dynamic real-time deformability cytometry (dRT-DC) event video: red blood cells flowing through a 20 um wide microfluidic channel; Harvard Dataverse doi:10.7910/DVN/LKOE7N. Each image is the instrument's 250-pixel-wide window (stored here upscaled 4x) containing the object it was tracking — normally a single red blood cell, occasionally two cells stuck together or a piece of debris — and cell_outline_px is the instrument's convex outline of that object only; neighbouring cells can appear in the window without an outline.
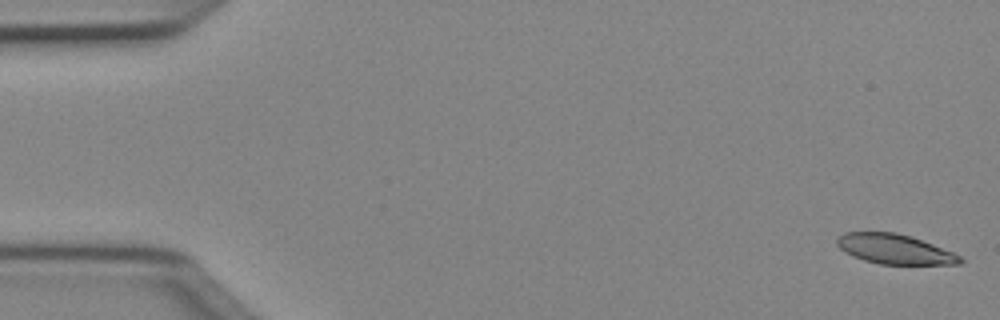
{"species": "Egyptian fruit bat (a non-hibernating species)", "species_latin": "Rousettus aegyptiacus", "temperature_condition": "cold", "stored_images_in_passage": 10, "camera_frame_rate_fps": 3000, "um_per_image_px": 0.085, "animal": {"sex": "female"}, "frame": {"image": 1, "passage_image": 1, "time_ms": 0.0, "image_size_px": [1000, 320], "cell_outline_px": [[964, 260], [960, 264], [880, 264], [864, 260], [852, 256], [840, 248], [836, 244], [836, 240], [844, 232], [896, 232], [912, 236], [952, 252], [960, 256]], "centroid_in_image_um": [76.03, 21.17], "position_along_channel_um": 9.0, "area_um2": 21.27}}